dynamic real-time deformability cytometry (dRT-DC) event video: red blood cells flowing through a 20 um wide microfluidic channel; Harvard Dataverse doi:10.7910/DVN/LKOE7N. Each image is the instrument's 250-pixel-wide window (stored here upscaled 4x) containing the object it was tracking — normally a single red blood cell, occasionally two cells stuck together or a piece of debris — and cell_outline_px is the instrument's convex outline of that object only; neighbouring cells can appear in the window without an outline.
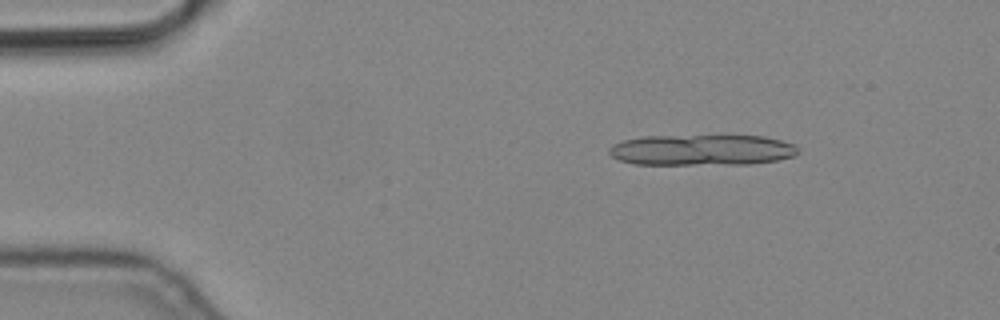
{"species": "common noctule bat (a hibernating species)", "species_latin": "Nyctalus noctula", "temperature_condition": "cold", "stored_images_in_passage": 9, "segment_of_instrument_passage": [1, 2], "camera_frame_rate_fps": 3000, "um_per_image_px": 0.085, "animal": {"sex": "male", "body_mass_g": 19.2, "forearm_length_mm": 51.8}, "frame": {"image": 1, "passage_image": 3, "time_ms": 0.667, "image_size_px": [1000, 320], "cell_outline_px": [[800, 152], [796, 156], [776, 160], [748, 164], [636, 164], [620, 160], [612, 156], [608, 152], [608, 148], [612, 144], [624, 140], [644, 136], [764, 136], [796, 144], [800, 148]], "centroid_in_image_um": [59.7, 12.75], "position_along_channel_um": 25.3, "area_um2": 34.1}}